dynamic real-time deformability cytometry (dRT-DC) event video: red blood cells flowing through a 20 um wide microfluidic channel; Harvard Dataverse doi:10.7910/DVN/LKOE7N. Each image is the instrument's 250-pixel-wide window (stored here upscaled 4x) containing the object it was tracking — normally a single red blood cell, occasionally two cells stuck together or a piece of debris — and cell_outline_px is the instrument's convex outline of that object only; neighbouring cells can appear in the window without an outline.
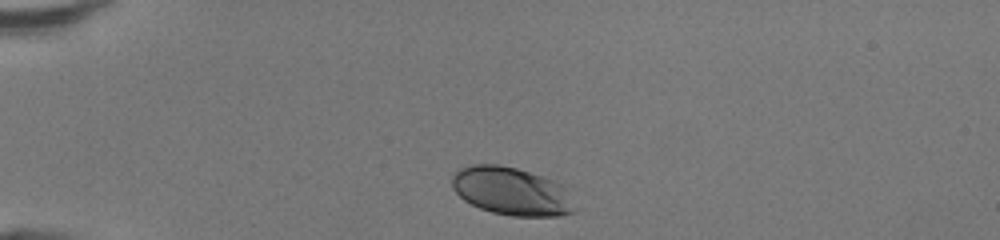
{"species": "human", "species_latin": "Homo sapiens", "temperature_condition": "room temperature", "stored_images_in_passage": 30, "camera_frame_rate_fps": 3000, "um_per_image_px": 0.085, "donor": {"sex": "female"}, "frame": {"image": 1, "passage_image": 1, "time_ms": 0.0, "image_size_px": [1000, 240], "cell_outline_px": [[576, 212], [560, 216], [512, 216], [492, 212], [480, 208], [464, 200], [452, 188], [452, 176], [460, 168], [468, 164], [496, 164], [516, 168], [564, 184], [576, 208]], "centroid_in_image_um": [43.49, 16.26], "position_along_channel_um": 41.5, "area_um2": 34.45}}
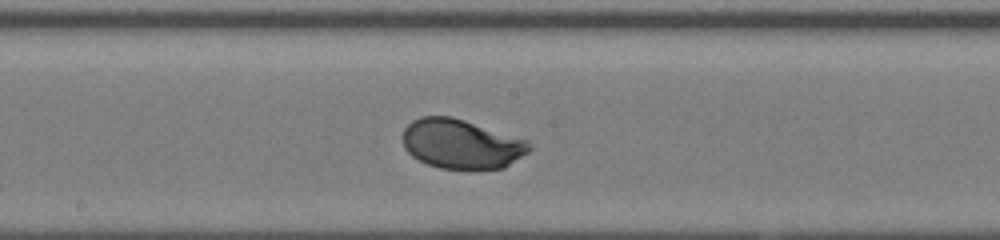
{"frame": {"image": 2, "passage_image": 16, "time_ms": 5.0, "image_size_px": [1000, 240], "cell_outline_px": [[532, 148], [528, 152], [504, 168], [440, 168], [428, 164], [412, 156], [404, 148], [404, 128], [412, 120], [420, 116], [452, 116], [528, 140], [532, 144]], "centroid_in_image_um": [39.22, 12.22], "position_along_channel_um": 209.0, "area_um2": 36.24}}
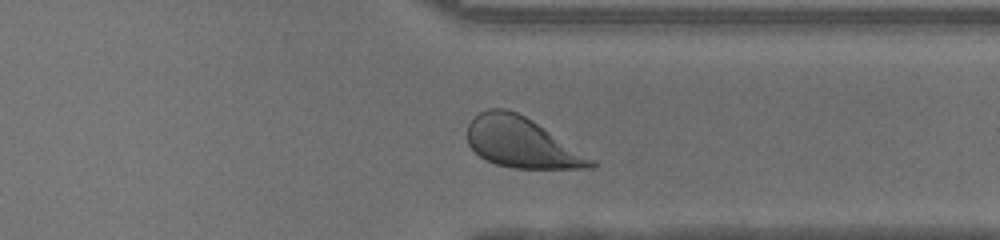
{"frame": {"image": 3, "passage_image": 27, "time_ms": 8.667, "image_size_px": [1000, 240], "cell_outline_px": [[596, 164], [592, 168], [512, 168], [496, 164], [484, 160], [468, 144], [468, 124], [480, 112], [488, 108], [504, 108], [516, 112], [532, 120], [596, 160]], "centroid_in_image_um": [44.34, 12.13], "position_along_channel_um": 367.1, "area_um2": 35.95}, "authors_computed_cell_mechanics": {"area_um2": 36.2984, "velocity_mm_per_s": 4.3162, "shape_relaxation_time_tau1_ms": 1.859, "shape_relaxation_time_tau2_ms": null, "deformation_change_tau1": 0.1312, "deformation_change_tau2": null}}